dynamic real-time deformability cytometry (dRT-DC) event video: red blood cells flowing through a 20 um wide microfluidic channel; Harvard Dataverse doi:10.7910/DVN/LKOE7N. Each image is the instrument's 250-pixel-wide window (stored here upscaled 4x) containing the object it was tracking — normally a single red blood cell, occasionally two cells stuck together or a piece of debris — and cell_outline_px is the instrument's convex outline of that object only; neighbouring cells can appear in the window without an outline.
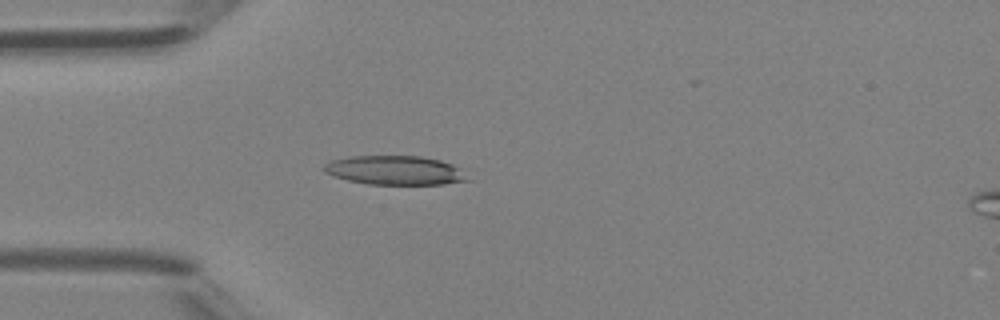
{"species": "Egyptian fruit bat (a non-hibernating species)", "species_latin": "Rousettus aegyptiacus", "temperature_condition": "room temperature", "stored_images_in_passage": 26, "camera_frame_rate_fps": 3000, "um_per_image_px": 0.085, "animal": {"sex": "female"}, "frame": {"image": 1, "passage_image": 1, "time_ms": 0.0, "image_size_px": [1000, 320], "cell_outline_px": [[472, 180], [444, 184], [368, 184], [348, 180], [324, 172], [324, 164], [332, 160], [348, 156], [420, 156], [440, 160], [452, 164], [460, 168]], "centroid_in_image_um": [33.61, 14.47], "position_along_channel_um": 51.4, "area_um2": 24.33}}
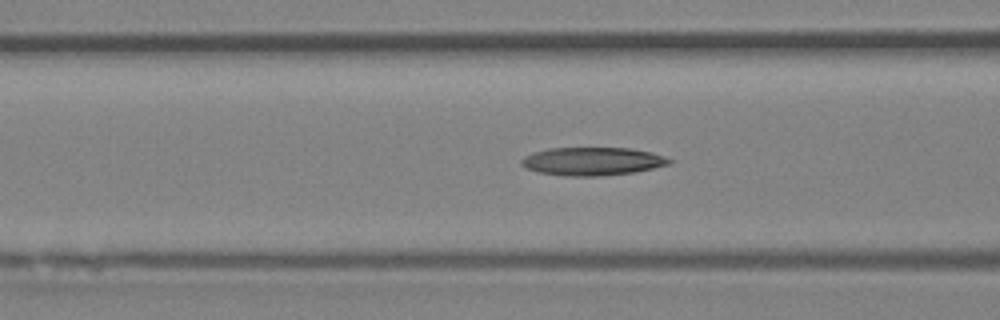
{"frame": {"image": 2, "passage_image": 6, "time_ms": 1.667, "image_size_px": [1000, 320], "cell_outline_px": [[672, 160], [668, 164], [652, 168], [632, 172], [600, 176], [564, 176], [540, 172], [528, 168], [520, 164], [520, 160], [524, 156], [532, 152], [548, 148], [632, 148], [652, 152], [664, 156]], "centroid_in_image_um": [50.32, 13.7], "position_along_channel_um": 116.3, "area_um2": 24.16}}
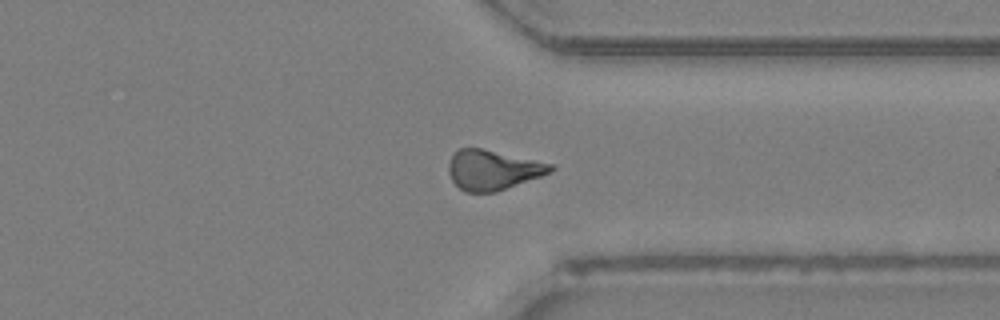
{"frame": {"image": 3, "passage_image": 23, "time_ms": 7.333, "image_size_px": [1000, 320], "cell_outline_px": [[556, 168], [552, 172], [496, 192], [464, 192], [452, 180], [448, 172], [448, 164], [452, 156], [460, 148], [480, 148], [556, 164]], "centroid_in_image_um": [41.92, 14.44], "position_along_channel_um": 369.5, "area_um2": 23.7}}